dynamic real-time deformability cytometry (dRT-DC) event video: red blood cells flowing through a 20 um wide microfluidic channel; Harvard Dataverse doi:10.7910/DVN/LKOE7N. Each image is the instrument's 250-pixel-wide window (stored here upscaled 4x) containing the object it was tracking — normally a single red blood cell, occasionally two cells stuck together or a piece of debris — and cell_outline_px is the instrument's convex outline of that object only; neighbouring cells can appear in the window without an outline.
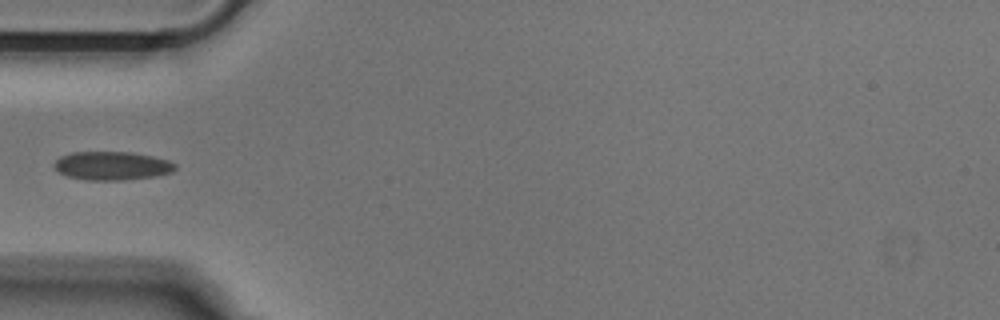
{"species": "Egyptian fruit bat (a non-hibernating species)", "species_latin": "Rousettus aegyptiacus", "temperature_condition": "cold", "stored_images_in_passage": 36, "camera_frame_rate_fps": 3000, "um_per_image_px": 0.085, "animal": {"sex": "male"}, "frame": {"image": 1, "passage_image": 1, "time_ms": 0.0, "image_size_px": [1000, 320], "cell_outline_px": [[176, 168], [172, 172], [156, 176], [124, 180], [84, 180], [64, 176], [52, 168], [52, 164], [60, 156], [72, 152], [128, 152], [152, 156], [168, 160], [176, 164]], "centroid_in_image_um": [9.46, 14.1], "position_along_channel_um": 75.5, "area_um2": 20.4}}
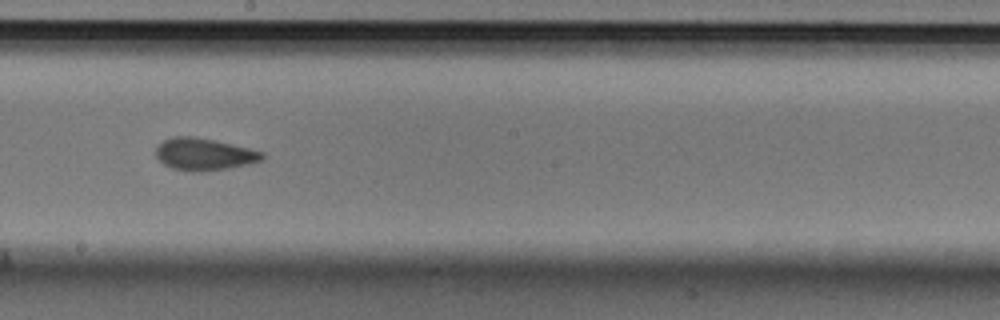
{"frame": {"image": 2, "passage_image": 13, "time_ms": 4.0, "image_size_px": [1000, 320], "cell_outline_px": [[264, 160], [248, 164], [228, 168], [200, 172], [184, 172], [172, 168], [164, 164], [156, 156], [156, 148], [164, 140], [172, 136], [196, 136], [216, 140], [264, 152]], "centroid_in_image_um": [17.35, 13.11], "position_along_channel_um": 230.9, "area_um2": 20.11}}
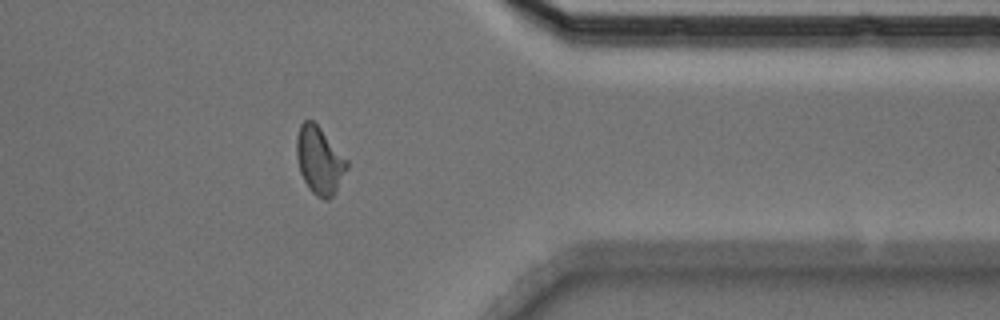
{"frame": {"image": 3, "passage_image": 26, "time_ms": 8.333, "image_size_px": [1000, 320], "cell_outline_px": [[348, 168], [336, 192], [328, 200], [324, 200], [316, 196], [308, 188], [300, 172], [296, 156], [296, 136], [300, 124], [304, 120], [312, 120], [320, 128], [348, 160]], "centroid_in_image_um": [27.15, 13.65], "position_along_channel_um": 384.3, "area_um2": 19.88}}